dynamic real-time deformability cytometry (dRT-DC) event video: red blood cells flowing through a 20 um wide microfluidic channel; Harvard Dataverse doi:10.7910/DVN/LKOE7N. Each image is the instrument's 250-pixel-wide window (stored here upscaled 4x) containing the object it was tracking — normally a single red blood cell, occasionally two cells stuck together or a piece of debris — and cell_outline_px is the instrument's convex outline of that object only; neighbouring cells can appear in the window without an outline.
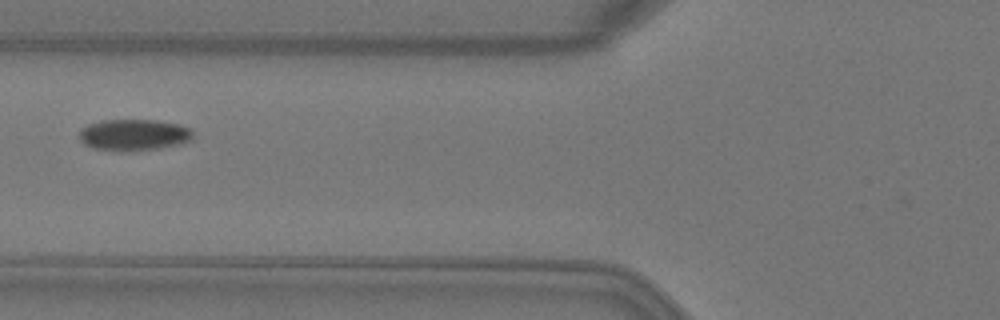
{"species": "Egyptian fruit bat (a non-hibernating species)", "species_latin": "Rousettus aegyptiacus", "temperature_condition": "warm", "stored_images_in_passage": 5, "camera_frame_rate_fps": 3000, "um_per_image_px": 0.085, "animal": {"sex": "female"}, "frame": {"image": 1, "passage_image": 5, "time_ms": 1.333, "image_size_px": [1000, 320], "cell_outline_px": [[192, 140], [180, 144], [160, 148], [124, 152], [120, 152], [92, 148], [84, 144], [80, 140], [80, 128], [88, 124], [104, 120], [156, 120], [180, 124], [192, 128]], "centroid_in_image_um": [11.38, 11.47], "position_along_channel_um": 114.4, "area_um2": 21.15}}